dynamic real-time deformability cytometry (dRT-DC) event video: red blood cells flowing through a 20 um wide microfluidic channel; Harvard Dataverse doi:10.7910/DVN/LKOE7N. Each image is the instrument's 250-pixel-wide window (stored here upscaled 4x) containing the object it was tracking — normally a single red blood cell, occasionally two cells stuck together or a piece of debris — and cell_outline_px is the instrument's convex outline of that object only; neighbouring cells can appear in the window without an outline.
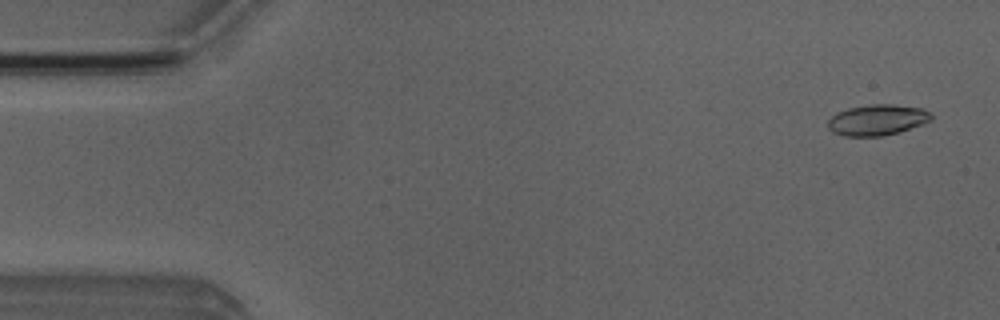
{"species": "Egyptian fruit bat (a non-hibernating species)", "species_latin": "Rousettus aegyptiacus", "temperature_condition": "room temperature", "stored_images_in_passage": 5, "camera_frame_rate_fps": 3000, "um_per_image_px": 0.085, "animal": {"sex": "male"}, "frame": {"image": 1, "passage_image": 1, "time_ms": 0.0, "image_size_px": [1000, 320], "cell_outline_px": [[932, 120], [924, 124], [900, 132], [880, 136], [844, 136], [832, 132], [828, 128], [828, 120], [836, 112], [848, 108], [868, 104], [892, 104], [924, 108], [932, 116]], "centroid_in_image_um": [74.57, 10.19], "position_along_channel_um": 10.4, "area_um2": 18.79}}